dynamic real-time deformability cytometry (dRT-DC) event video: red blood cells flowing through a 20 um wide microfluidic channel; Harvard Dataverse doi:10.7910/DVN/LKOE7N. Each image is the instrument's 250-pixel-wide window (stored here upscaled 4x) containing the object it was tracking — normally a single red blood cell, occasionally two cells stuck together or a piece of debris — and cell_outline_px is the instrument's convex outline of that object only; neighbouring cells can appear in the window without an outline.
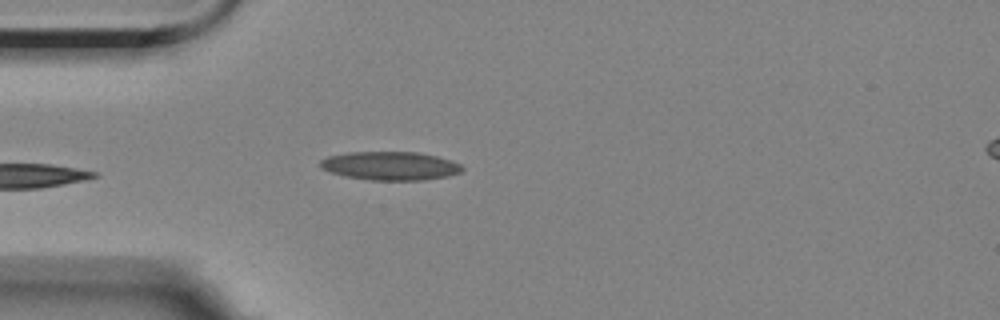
{"species": "Egyptian fruit bat (a non-hibernating species)", "species_latin": "Rousettus aegyptiacus", "temperature_condition": "room temperature", "stored_images_in_passage": 39, "camera_frame_rate_fps": 3000, "um_per_image_px": 0.085, "animal": {"sex": "female"}, "frame": {"image": 1, "passage_image": 5, "time_ms": 1.333, "image_size_px": [1000, 320], "cell_outline_px": [[464, 168], [460, 172], [448, 176], [424, 180], [372, 180], [344, 176], [320, 168], [320, 160], [328, 156], [348, 152], [420, 152], [452, 160], [460, 164]], "centroid_in_image_um": [33.18, 14.09], "position_along_channel_um": 51.8, "area_um2": 23.64}}
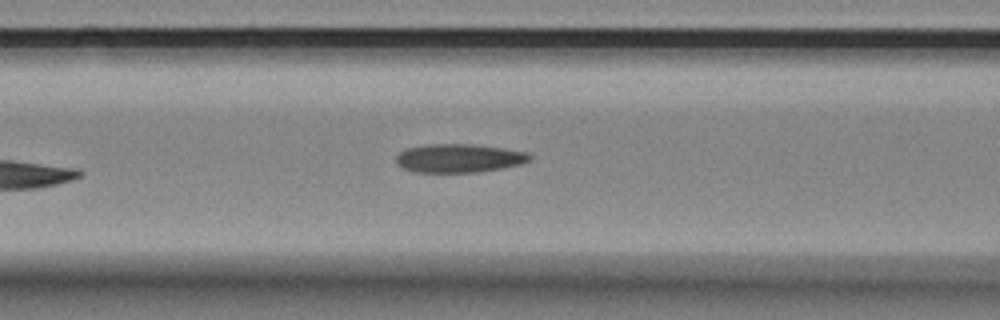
{"frame": {"image": 2, "passage_image": 12, "time_ms": 3.667, "image_size_px": [1000, 320], "cell_outline_px": [[532, 160], [520, 164], [500, 168], [476, 172], [412, 172], [400, 168], [396, 164], [396, 156], [404, 148], [428, 144], [472, 144], [528, 152], [532, 156]], "centroid_in_image_um": [38.96, 13.45], "position_along_channel_um": 127.6, "area_um2": 22.37}}
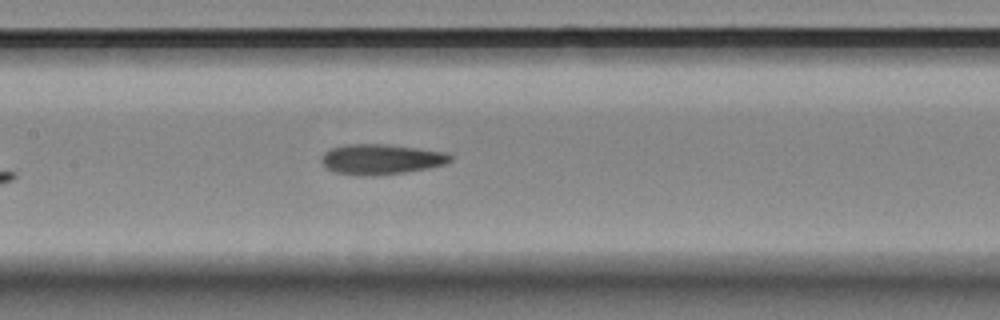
{"frame": {"image": 3, "passage_image": 16, "time_ms": 5.0, "image_size_px": [1000, 320], "cell_outline_px": [[452, 160], [444, 164], [428, 168], [404, 172], [336, 172], [328, 168], [320, 160], [320, 156], [324, 152], [332, 148], [344, 144], [384, 144], [416, 148], [444, 152], [452, 156]], "centroid_in_image_um": [32.41, 13.47], "position_along_channel_um": 175.0, "area_um2": 21.44}, "authors_computed_cell_mechanics": {"area_um2": 22.542, "velocity_mm_per_s": 3.5358, "shape_relaxation_time_tau1_ms": 4.5807, "shape_relaxation_time_tau2_ms": 1.6275, "deformation_change_tau1": 0.0964, "deformation_change_tau2": 0.0607}}